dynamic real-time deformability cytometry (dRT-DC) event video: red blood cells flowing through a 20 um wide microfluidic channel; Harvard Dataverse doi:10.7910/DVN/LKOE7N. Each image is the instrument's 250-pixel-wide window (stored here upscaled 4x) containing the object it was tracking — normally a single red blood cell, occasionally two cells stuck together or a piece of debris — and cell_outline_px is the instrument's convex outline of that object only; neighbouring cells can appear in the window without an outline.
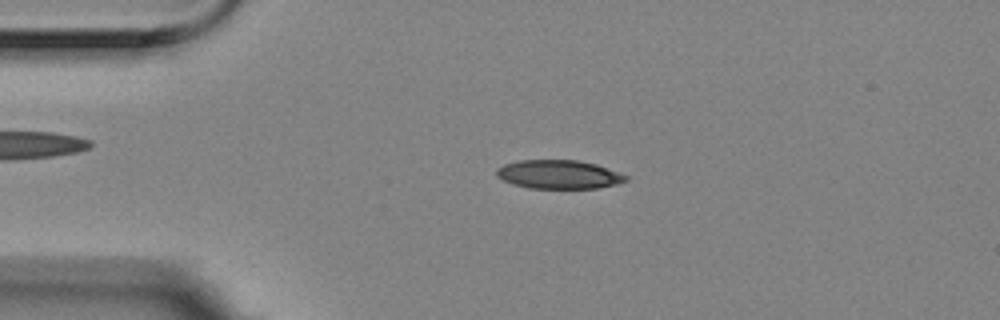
{"species": "Egyptian fruit bat (a non-hibernating species)", "species_latin": "Rousettus aegyptiacus", "temperature_condition": "room temperature", "stored_images_in_passage": 3, "camera_frame_rate_fps": 3000, "um_per_image_px": 0.085, "animal": {"sex": "female"}, "frame": {"image": 1, "passage_image": 2, "time_ms": 0.333, "image_size_px": [1000, 320], "cell_outline_px": [[628, 180], [616, 184], [600, 188], [528, 188], [512, 184], [496, 176], [496, 168], [504, 164], [520, 160], [580, 160], [596, 164], [628, 176]], "centroid_in_image_um": [47.48, 14.82], "position_along_channel_um": 37.5, "area_um2": 21.68}}